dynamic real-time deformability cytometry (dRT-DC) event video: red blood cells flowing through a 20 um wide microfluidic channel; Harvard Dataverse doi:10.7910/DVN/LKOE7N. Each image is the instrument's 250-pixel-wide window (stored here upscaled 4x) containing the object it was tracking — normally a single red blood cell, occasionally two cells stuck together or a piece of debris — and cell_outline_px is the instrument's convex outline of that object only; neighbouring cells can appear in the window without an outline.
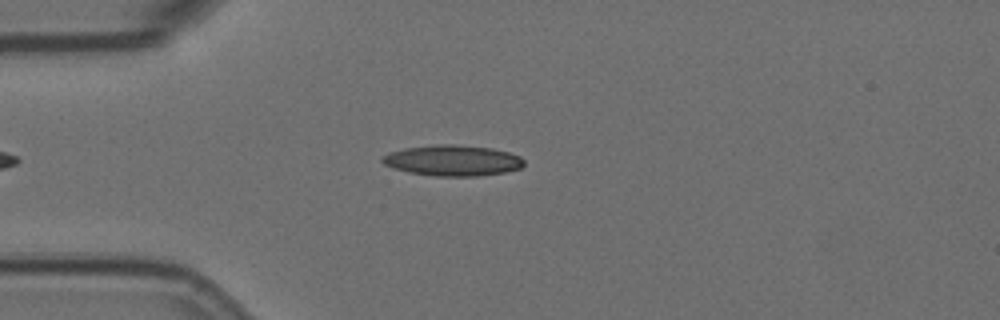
{"species": "Egyptian fruit bat (a non-hibernating species)", "species_latin": "Rousettus aegyptiacus", "temperature_condition": "room temperature", "stored_images_in_passage": 48, "camera_frame_rate_fps": 3000, "um_per_image_px": 0.085, "animal": {"sex": "female"}, "frame": {"image": 1, "passage_image": 10, "time_ms": 3.0, "image_size_px": [1000, 320], "cell_outline_px": [[524, 164], [520, 168], [504, 172], [480, 176], [436, 176], [408, 172], [392, 168], [384, 164], [380, 160], [380, 156], [388, 152], [404, 148], [432, 144], [456, 144], [492, 148], [508, 152], [520, 156], [524, 160]], "centroid_in_image_um": [38.43, 13.63], "position_along_channel_um": 46.6, "area_um2": 25.72}}
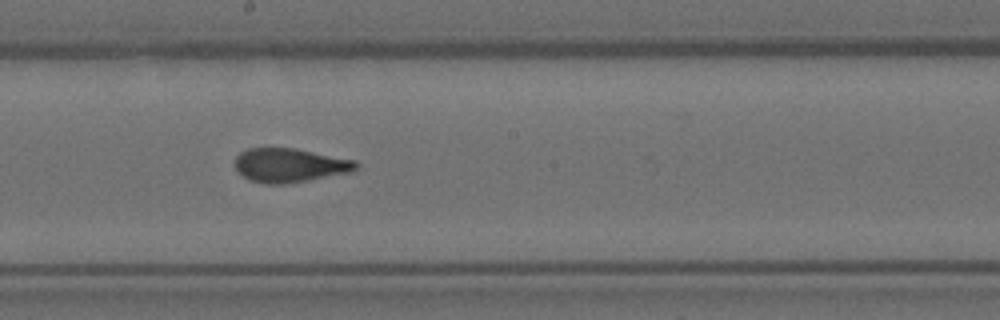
{"frame": {"image": 2, "passage_image": 26, "time_ms": 8.333, "image_size_px": [1000, 320], "cell_outline_px": [[360, 164], [356, 168], [348, 172], [308, 180], [284, 184], [264, 184], [248, 180], [236, 168], [236, 156], [240, 152], [248, 148], [296, 148], [356, 160]], "centroid_in_image_um": [24.62, 14.04], "position_along_channel_um": 223.6, "area_um2": 23.87}}
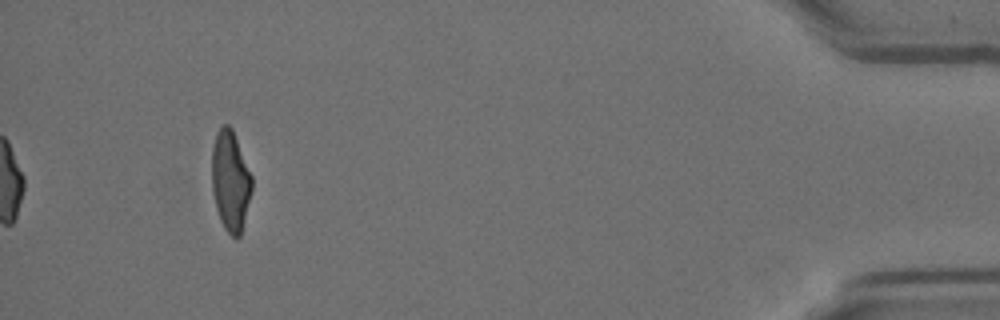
{"frame": {"image": 3, "passage_image": 48, "time_ms": 15.667, "image_size_px": [1000, 320], "cell_outline_px": [[252, 192], [240, 236], [236, 240], [224, 228], [220, 220], [216, 208], [212, 192], [212, 148], [216, 132], [224, 124], [228, 124], [232, 128], [252, 176]], "centroid_in_image_um": [19.58, 15.39], "position_along_channel_um": 415.6, "area_um2": 23.52}, "authors_computed_cell_mechanics": {"area_um2": 24.276, "velocity_mm_per_s": 3.5856, "shape_relaxation_time_tau1_ms": 5.8915, "shape_relaxation_time_tau2_ms": 1.495, "deformation_change_tau1": 0.2006, "deformation_change_tau2": 0.0728}}